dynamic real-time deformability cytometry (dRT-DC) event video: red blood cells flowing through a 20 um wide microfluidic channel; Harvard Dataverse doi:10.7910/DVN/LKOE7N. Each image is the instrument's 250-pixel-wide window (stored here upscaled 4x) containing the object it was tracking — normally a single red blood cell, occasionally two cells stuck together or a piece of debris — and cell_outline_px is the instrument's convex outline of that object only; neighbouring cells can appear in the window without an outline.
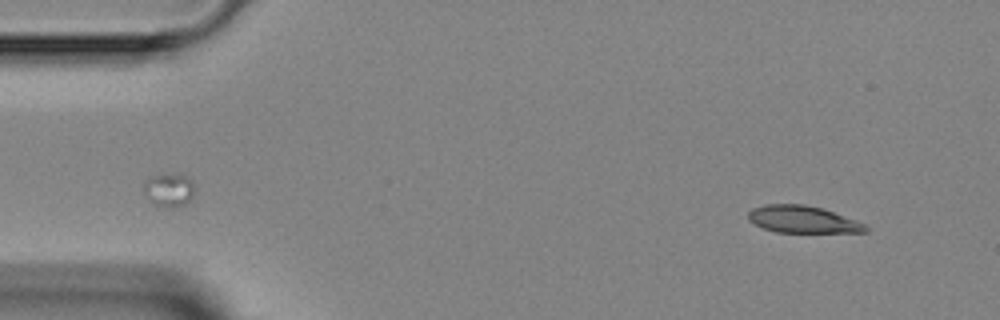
{"species": "Egyptian fruit bat (a non-hibernating species)", "species_latin": "Rousettus aegyptiacus", "temperature_condition": "room temperature", "stored_images_in_passage": 5, "camera_frame_rate_fps": 3000, "um_per_image_px": 0.085, "animal": {"sex": "female"}, "frame": {"image": 1, "passage_image": 1, "time_ms": 0.0, "image_size_px": [1000, 320], "cell_outline_px": [[872, 228], [868, 232], [776, 232], [764, 228], [748, 220], [748, 212], [752, 208], [764, 204], [804, 204], [824, 208], [856, 220]], "centroid_in_image_um": [68.26, 18.64], "position_along_channel_um": 16.7, "area_um2": 18.67}}
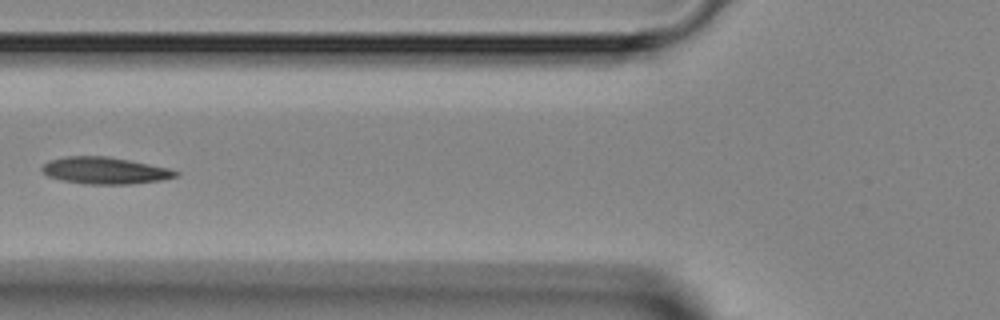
{"frame": {"image": 2, "passage_image": 4, "time_ms": 4.667, "image_size_px": [1000, 320], "cell_outline_px": [[180, 172], [176, 176], [160, 180], [132, 184], [84, 184], [60, 180], [48, 176], [40, 172], [40, 168], [48, 160], [64, 156], [104, 156], [128, 160], [168, 168]], "centroid_in_image_um": [8.83, 14.5], "position_along_channel_um": 117.0, "area_um2": 20.92}}
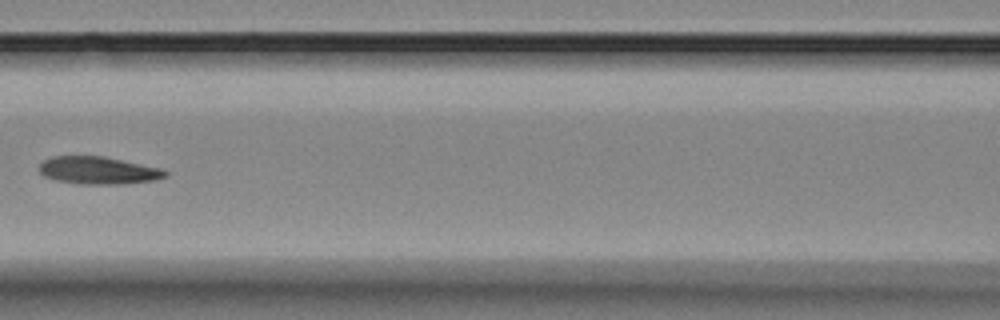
{"frame": {"image": 3, "passage_image": 5, "time_ms": 5.667, "image_size_px": [1000, 320], "cell_outline_px": [[168, 176], [152, 180], [120, 184], [80, 184], [56, 180], [44, 176], [40, 172], [40, 164], [44, 160], [52, 156], [104, 156], [160, 168], [168, 172]], "centroid_in_image_um": [8.34, 14.48], "position_along_channel_um": 158.3, "area_um2": 20.06}}